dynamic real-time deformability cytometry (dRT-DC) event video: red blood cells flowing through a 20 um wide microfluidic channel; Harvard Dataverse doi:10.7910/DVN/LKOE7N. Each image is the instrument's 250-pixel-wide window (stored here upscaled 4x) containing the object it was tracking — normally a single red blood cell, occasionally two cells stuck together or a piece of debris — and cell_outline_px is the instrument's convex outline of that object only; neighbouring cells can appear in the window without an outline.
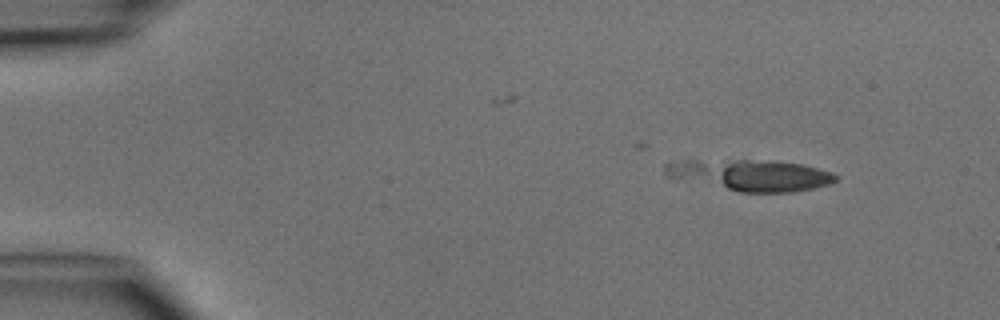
{"species": "common noctule bat (a hibernating species)", "species_latin": "Nyctalus noctula", "temperature_condition": "cold", "stored_images_in_passage": 4, "segment_of_instrument_passage": [1, 2], "camera_frame_rate_fps": 3000, "um_per_image_px": 0.085, "animal": {"sex": "male", "body_mass_g": 15.6}, "frame": {"image": 1, "passage_image": 1, "time_ms": 0.0, "image_size_px": [1000, 320], "cell_outline_px": [[840, 176], [836, 180], [828, 184], [812, 188], [792, 192], [740, 192], [664, 176], [664, 164], [688, 160], [748, 160], [804, 164], [832, 172]], "centroid_in_image_um": [63.79, 14.89], "position_along_channel_um": 21.2, "area_um2": 30.75}}